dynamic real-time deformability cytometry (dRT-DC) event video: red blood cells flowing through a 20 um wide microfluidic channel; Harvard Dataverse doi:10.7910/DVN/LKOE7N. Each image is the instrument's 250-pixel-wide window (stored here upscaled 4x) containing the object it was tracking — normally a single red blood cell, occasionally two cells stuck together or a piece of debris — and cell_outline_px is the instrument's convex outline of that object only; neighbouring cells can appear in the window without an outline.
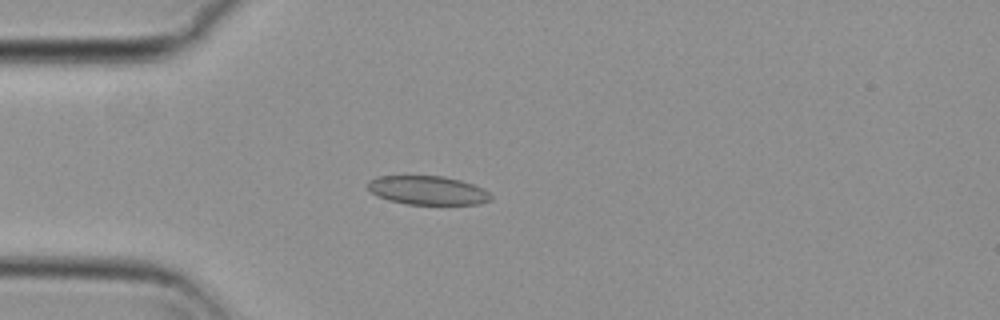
{"species": "common noctule bat (a hibernating species)", "species_latin": "Nyctalus noctula", "temperature_condition": "cold", "stored_images_in_passage": 54, "camera_frame_rate_fps": 3000, "um_per_image_px": 0.085, "animal": {"sex": "female", "body_mass_g": 29.2, "forearm_length_mm": 56.3}, "frame": {"image": 1, "passage_image": 14, "time_ms": 4.333, "image_size_px": [1000, 320], "cell_outline_px": [[492, 200], [480, 204], [408, 204], [388, 200], [376, 196], [368, 188], [368, 180], [376, 176], [444, 176], [460, 180], [484, 188], [492, 196]], "centroid_in_image_um": [36.35, 16.18], "position_along_channel_um": 48.6, "area_um2": 20.75}}
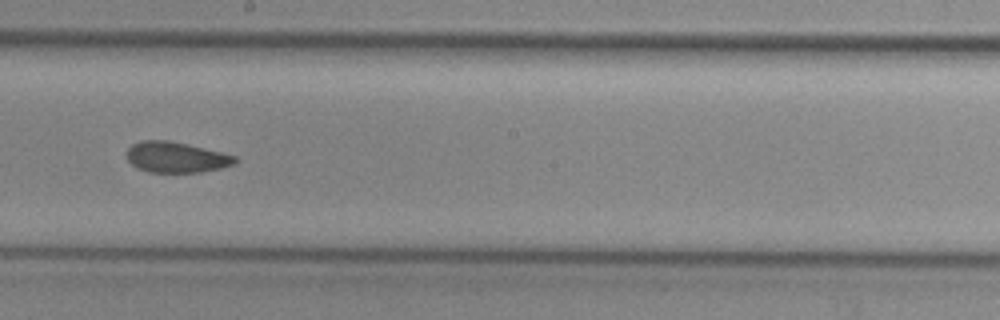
{"frame": {"image": 2, "passage_image": 30, "time_ms": 9.667, "image_size_px": [1000, 320], "cell_outline_px": [[240, 160], [236, 164], [220, 168], [200, 172], [148, 172], [136, 168], [128, 160], [128, 148], [132, 144], [140, 140], [168, 140], [188, 144], [236, 156]], "centroid_in_image_um": [14.99, 13.36], "position_along_channel_um": 233.2, "area_um2": 19.42}}
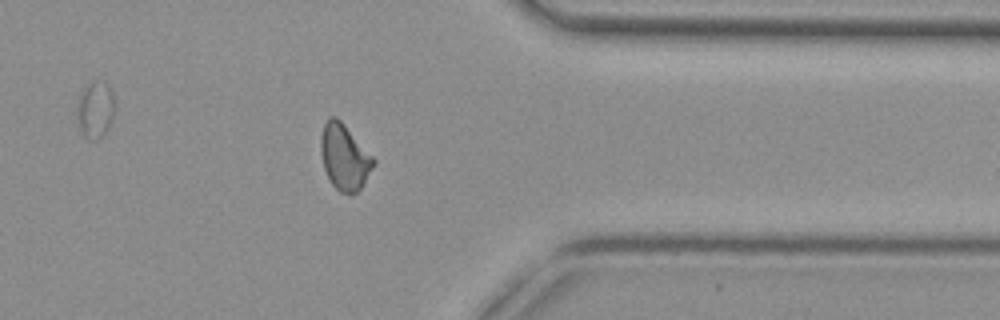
{"frame": {"image": 3, "passage_image": 43, "time_ms": 14.0, "image_size_px": [1000, 320], "cell_outline_px": [[376, 164], [364, 184], [356, 192], [340, 192], [332, 184], [324, 168], [320, 152], [320, 136], [324, 124], [332, 116], [336, 116], [344, 124], [376, 160]], "centroid_in_image_um": [29.28, 13.34], "position_along_channel_um": 382.1, "area_um2": 20.0}, "authors_computed_cell_mechanics": {"area_um2": 20.0855, "velocity_mm_per_s": 3.6973, "shape_relaxation_time_tau1_ms": null, "shape_relaxation_time_tau2_ms": 2.9425, "deformation_change_tau1": null, "deformation_change_tau2": 0.0812}}